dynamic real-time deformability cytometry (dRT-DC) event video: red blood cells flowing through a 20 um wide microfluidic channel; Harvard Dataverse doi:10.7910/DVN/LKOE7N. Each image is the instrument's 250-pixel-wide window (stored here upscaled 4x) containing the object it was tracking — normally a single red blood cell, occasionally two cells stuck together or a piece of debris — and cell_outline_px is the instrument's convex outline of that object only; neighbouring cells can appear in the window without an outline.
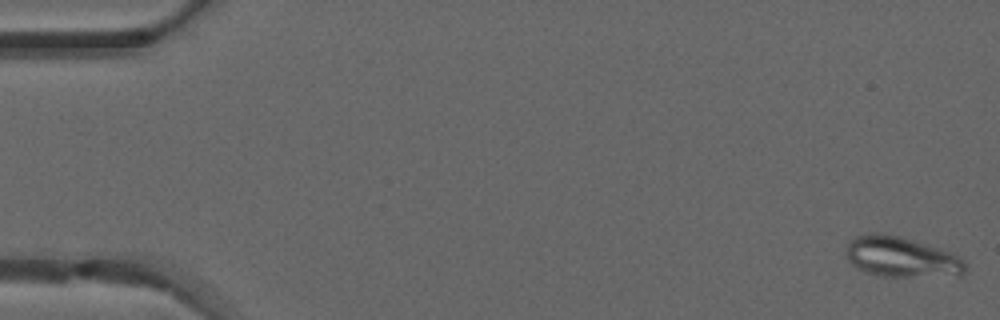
{"species": "common noctule bat (a hibernating species)", "species_latin": "Nyctalus noctula", "temperature_condition": "warm", "stored_images_in_passage": 16, "camera_frame_rate_fps": 3000, "um_per_image_px": 0.085, "animal": {"sex": "male", "forearm_length_mm": 52.5}, "frame": {"image": 1, "passage_image": 1, "time_ms": 0.0, "image_size_px": [1000, 320], "cell_outline_px": [[968, 268], [964, 276], [876, 276], [856, 268], [848, 260], [844, 252], [848, 240], [856, 236], [868, 232], [884, 232], [900, 236], [940, 248], [960, 256], [964, 260]], "centroid_in_image_um": [76.61, 21.84], "position_along_channel_um": 8.4, "area_um2": 28.84}}